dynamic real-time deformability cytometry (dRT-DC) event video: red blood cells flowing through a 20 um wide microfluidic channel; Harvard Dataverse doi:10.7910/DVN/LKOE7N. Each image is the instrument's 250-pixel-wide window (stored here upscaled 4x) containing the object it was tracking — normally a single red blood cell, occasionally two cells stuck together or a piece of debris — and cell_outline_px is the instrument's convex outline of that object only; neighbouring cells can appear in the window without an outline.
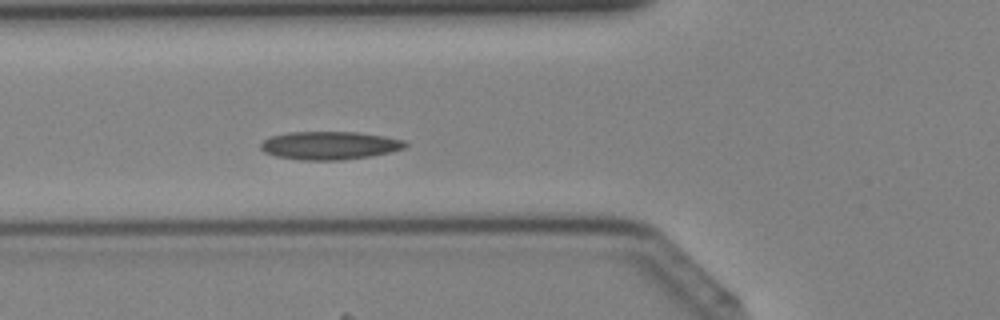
{"species": "Egyptian fruit bat (a non-hibernating species)", "species_latin": "Rousettus aegyptiacus", "temperature_condition": "cold", "stored_images_in_passage": 39, "camera_frame_rate_fps": 3000, "um_per_image_px": 0.085, "animal": {"sex": "female"}, "frame": {"image": 1, "passage_image": 12, "time_ms": 3.667, "image_size_px": [1000, 320], "cell_outline_px": [[408, 144], [404, 148], [388, 152], [368, 156], [344, 160], [300, 160], [276, 156], [264, 152], [260, 148], [260, 144], [268, 136], [288, 132], [356, 132], [384, 136], [404, 140]], "centroid_in_image_um": [27.97, 12.36], "position_along_channel_um": 97.8, "area_um2": 23.7}}
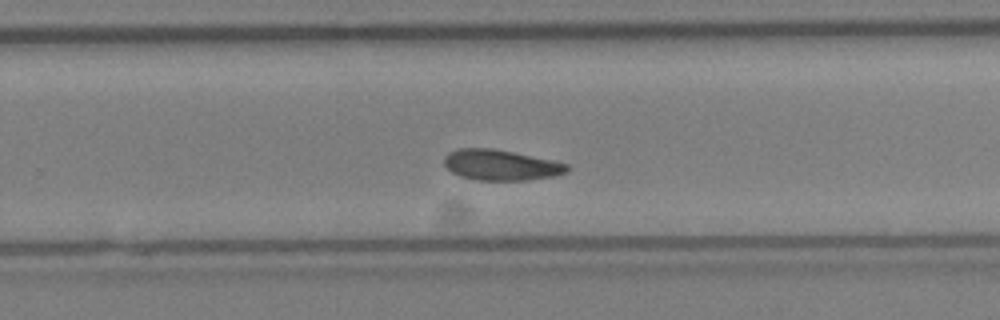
{"frame": {"image": 2, "passage_image": 24, "time_ms": 7.667, "image_size_px": [1000, 320], "cell_outline_px": [[572, 168], [568, 172], [556, 176], [528, 180], [476, 180], [460, 176], [452, 172], [444, 164], [444, 156], [448, 152], [456, 148], [492, 148], [552, 160], [568, 164]], "centroid_in_image_um": [42.59, 14.03], "position_along_channel_um": 287.2, "area_um2": 22.08}}
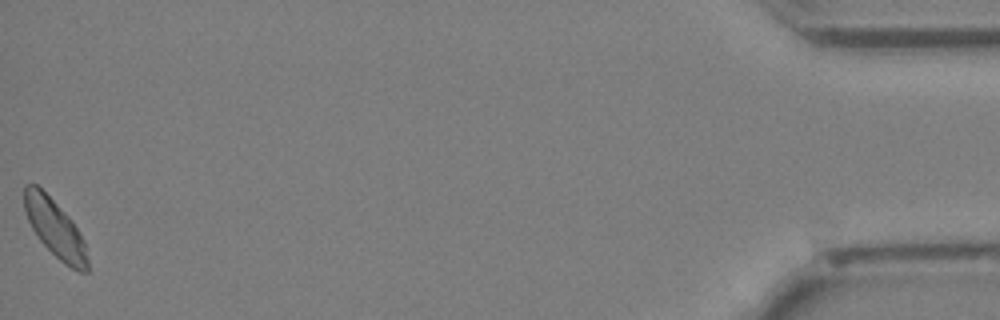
{"frame": {"image": 3, "passage_image": 39, "time_ms": 12.667, "image_size_px": [1000, 320], "cell_outline_px": [[88, 272], [80, 272], [64, 264], [40, 240], [32, 228], [28, 220], [24, 208], [24, 184], [36, 184], [72, 220], [84, 240], [88, 260]], "centroid_in_image_um": [4.68, 19.43], "position_along_channel_um": 430.5, "area_um2": 20.92}}